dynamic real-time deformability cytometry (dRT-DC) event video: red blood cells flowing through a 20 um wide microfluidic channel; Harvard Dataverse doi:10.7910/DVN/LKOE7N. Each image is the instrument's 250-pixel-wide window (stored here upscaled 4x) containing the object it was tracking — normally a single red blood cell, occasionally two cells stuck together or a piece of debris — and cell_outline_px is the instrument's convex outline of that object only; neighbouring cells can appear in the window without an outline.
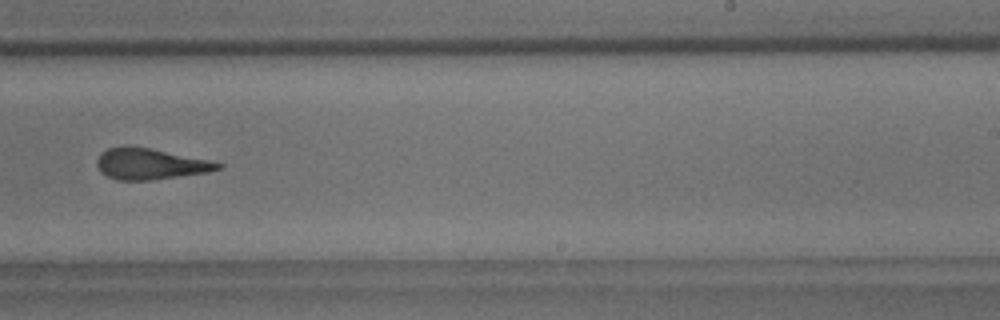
{"species": "common noctule bat (a hibernating species)", "species_latin": "Nyctalus noctula", "temperature_condition": "room temperature", "stored_images_in_passage": 9, "camera_frame_rate_fps": 3000, "um_per_image_px": 0.085, "animal": {"sex": "male", "body_mass_g": 18.8}, "frame": {"image": 1, "passage_image": 8, "time_ms": 2.333, "image_size_px": [1000, 320], "cell_outline_px": [[224, 168], [208, 172], [152, 180], [116, 180], [100, 172], [96, 164], [96, 160], [100, 152], [108, 148], [148, 148], [208, 160], [224, 164]], "centroid_in_image_um": [12.77, 13.97], "position_along_channel_um": 276.2, "area_um2": 21.44}}
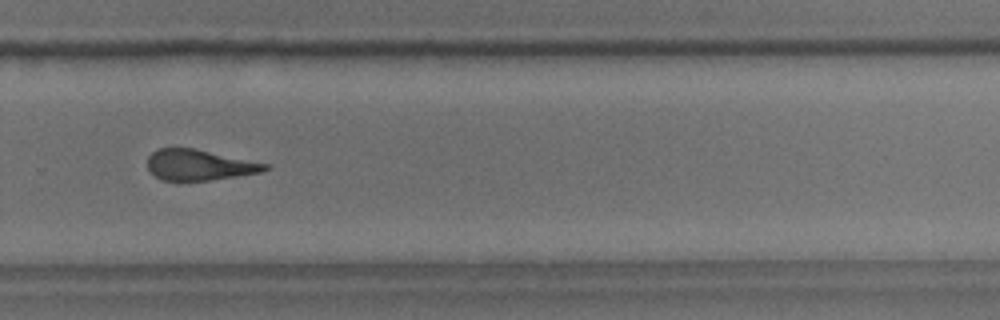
{"frame": {"image": 2, "passage_image": 9, "time_ms": 2.667, "image_size_px": [1000, 320], "cell_outline_px": [[272, 168], [260, 172], [236, 176], [208, 180], [160, 180], [148, 168], [148, 156], [152, 152], [160, 148], [196, 148], [268, 164]], "centroid_in_image_um": [16.94, 14.01], "position_along_channel_um": 312.9, "area_um2": 20.87}}